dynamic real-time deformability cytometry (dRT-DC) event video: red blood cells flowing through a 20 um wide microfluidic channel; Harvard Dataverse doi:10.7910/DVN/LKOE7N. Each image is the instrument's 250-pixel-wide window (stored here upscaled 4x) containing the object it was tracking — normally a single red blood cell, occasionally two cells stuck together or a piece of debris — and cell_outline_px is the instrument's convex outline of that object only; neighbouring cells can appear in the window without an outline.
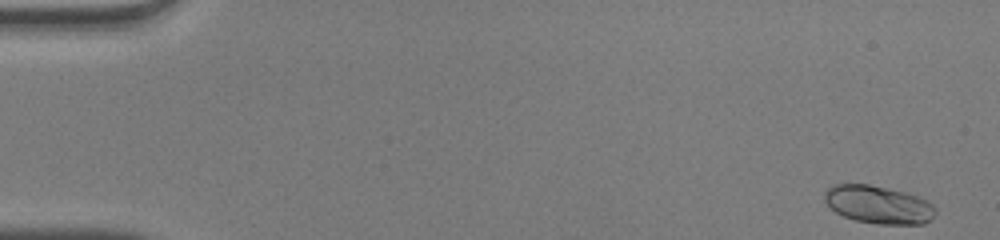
{"species": "human", "species_latin": "Homo sapiens", "temperature_condition": "warm", "stored_images_in_passage": 50, "camera_frame_rate_fps": 3000, "um_per_image_px": 0.085, "donor": {"sex": "male"}, "frame": {"image": 1, "passage_image": 1, "time_ms": 0.0, "image_size_px": [1000, 240], "cell_outline_px": [[936, 212], [924, 224], [876, 224], [856, 220], [844, 216], [836, 212], [824, 200], [824, 192], [832, 184], [868, 184], [904, 192], [928, 200], [936, 208]], "centroid_in_image_um": [74.65, 17.39], "position_along_channel_um": 10.3, "area_um2": 24.39}}
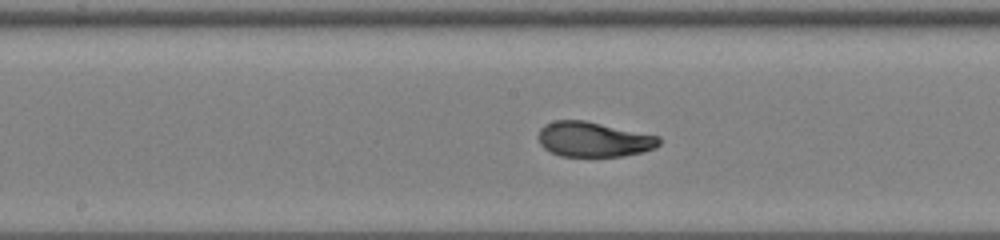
{"frame": {"image": 2, "passage_image": 26, "time_ms": 8.333, "image_size_px": [1000, 240], "cell_outline_px": [[660, 144], [656, 148], [624, 156], [560, 156], [544, 148], [540, 144], [540, 128], [544, 124], [552, 120], [584, 120], [660, 136]], "centroid_in_image_um": [50.47, 11.84], "position_along_channel_um": 197.7, "area_um2": 24.57}}
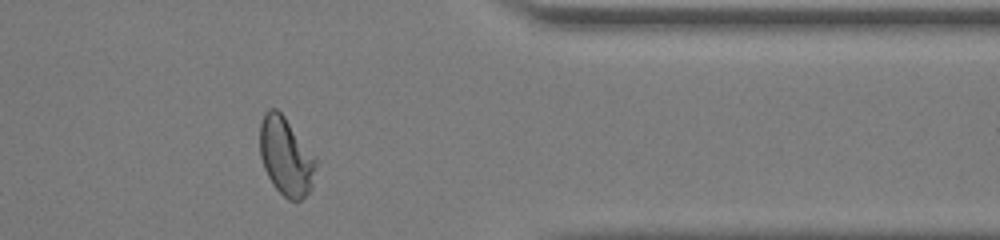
{"frame": {"image": 3, "passage_image": 41, "time_ms": 13.333, "image_size_px": [1000, 240], "cell_outline_px": [[316, 164], [312, 188], [300, 200], [288, 200], [272, 184], [264, 168], [260, 156], [260, 120], [264, 112], [268, 108], [276, 108], [284, 116], [316, 156]], "centroid_in_image_um": [24.3, 13.27], "position_along_channel_um": 387.1, "area_um2": 25.61}, "authors_computed_cell_mechanics": {"area_um2": 25.0563, "velocity_mm_per_s": 4.0774, "shape_relaxation_time_tau1_ms": 5.6545, "shape_relaxation_time_tau2_ms": null, "deformation_change_tau1": 0.2204, "deformation_change_tau2": null}}